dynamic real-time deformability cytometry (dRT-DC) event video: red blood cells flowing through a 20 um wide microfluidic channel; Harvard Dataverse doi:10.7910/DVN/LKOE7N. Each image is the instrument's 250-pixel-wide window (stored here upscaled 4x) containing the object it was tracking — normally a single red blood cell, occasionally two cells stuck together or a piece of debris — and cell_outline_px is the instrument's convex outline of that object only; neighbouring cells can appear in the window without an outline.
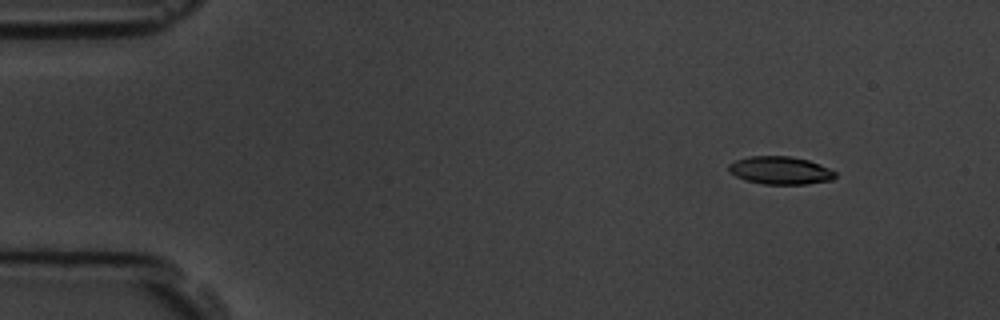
{"species": "common noctule bat (a hibernating species)", "species_latin": "Nyctalus noctula", "temperature_condition": "room temperature", "stored_images_in_passage": 5, "segment_of_instrument_passage": [1, 2], "camera_frame_rate_fps": 3000, "um_per_image_px": 0.085, "animal": {"sex": "male", "body_mass_g": 19.5, "forearm_length_mm": 54.6}, "frame": {"image": 1, "passage_image": 1, "time_ms": 0.0, "image_size_px": [1000, 320], "cell_outline_px": [[836, 176], [832, 180], [804, 184], [764, 184], [744, 180], [728, 172], [728, 164], [736, 160], [748, 156], [792, 156], [808, 160], [820, 164], [836, 172]], "centroid_in_image_um": [66.3, 14.48], "position_along_channel_um": 18.7, "area_um2": 17.4}}